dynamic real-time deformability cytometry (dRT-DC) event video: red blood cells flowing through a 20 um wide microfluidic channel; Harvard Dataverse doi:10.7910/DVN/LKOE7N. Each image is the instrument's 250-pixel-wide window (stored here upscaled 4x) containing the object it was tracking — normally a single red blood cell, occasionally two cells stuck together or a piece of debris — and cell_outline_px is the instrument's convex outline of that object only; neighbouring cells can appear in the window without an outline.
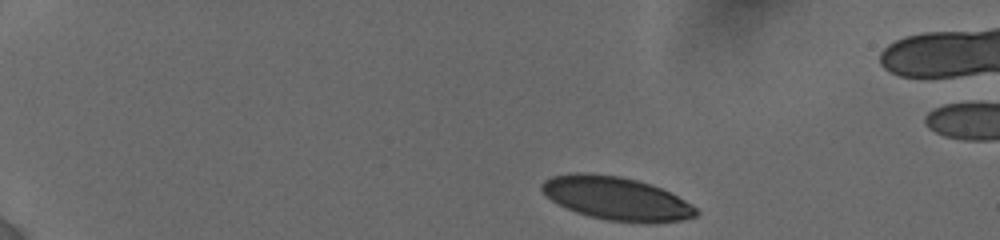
{"species": "human", "species_latin": "Homo sapiens", "temperature_condition": "cold", "stored_images_in_passage": 8, "camera_frame_rate_fps": 3000, "um_per_image_px": 0.085, "donor": {"sex": "female"}, "frame": {"image": 1, "passage_image": 1, "time_ms": 0.0, "image_size_px": [1000, 240], "cell_outline_px": [[700, 212], [696, 216], [680, 220], [644, 224], [604, 220], [588, 216], [576, 212], [552, 200], [540, 188], [540, 184], [544, 180], [552, 176], [576, 172], [580, 172], [620, 176], [636, 180], [660, 188], [692, 204]], "centroid_in_image_um": [52.39, 16.88], "position_along_channel_um": 32.6, "area_um2": 38.78}}
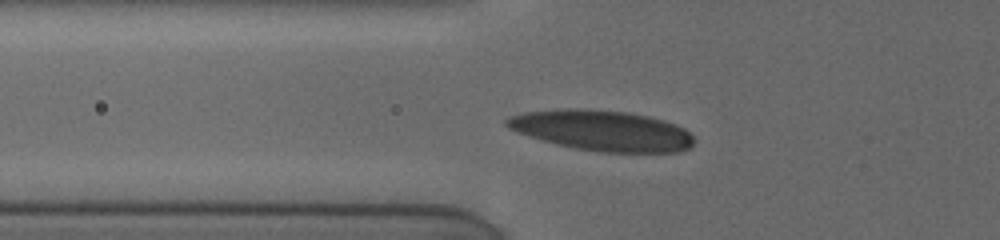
{"frame": {"image": 2, "passage_image": 7, "time_ms": 3.667, "image_size_px": [1000, 240], "cell_outline_px": [[692, 144], [688, 148], [680, 152], [600, 152], [576, 148], [556, 144], [516, 132], [508, 128], [504, 124], [504, 120], [508, 116], [524, 112], [564, 108], [580, 108], [628, 112], [648, 116], [664, 120], [676, 124], [684, 128], [692, 136]], "centroid_in_image_um": [51.13, 11.08], "position_along_channel_um": 74.7, "area_um2": 44.27}}